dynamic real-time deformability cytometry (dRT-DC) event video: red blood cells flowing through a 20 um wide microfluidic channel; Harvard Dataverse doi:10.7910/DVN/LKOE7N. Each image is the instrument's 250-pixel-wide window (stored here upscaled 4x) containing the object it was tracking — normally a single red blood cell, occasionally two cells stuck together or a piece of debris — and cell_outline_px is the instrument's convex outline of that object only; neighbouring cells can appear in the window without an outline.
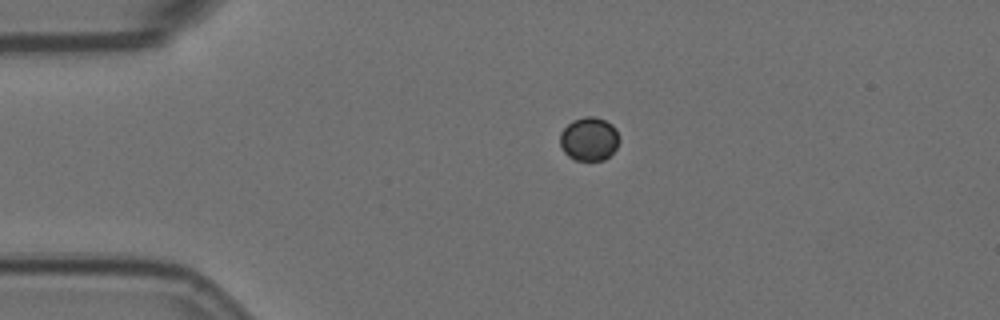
{"species": "Egyptian fruit bat (a non-hibernating species)", "species_latin": "Rousettus aegyptiacus", "temperature_condition": "room temperature", "stored_images_in_passage": 4, "camera_frame_rate_fps": 3000, "um_per_image_px": 0.085, "animal": {"sex": "female"}, "frame": {"image": 1, "passage_image": 1, "time_ms": 0.0, "image_size_px": [1000, 320], "cell_outline_px": [[620, 140], [616, 148], [604, 160], [576, 160], [568, 156], [564, 152], [560, 144], [560, 132], [572, 120], [584, 116], [596, 116], [612, 124], [616, 128]], "centroid_in_image_um": [50.08, 11.79], "position_along_channel_um": 34.9, "area_um2": 15.14}}
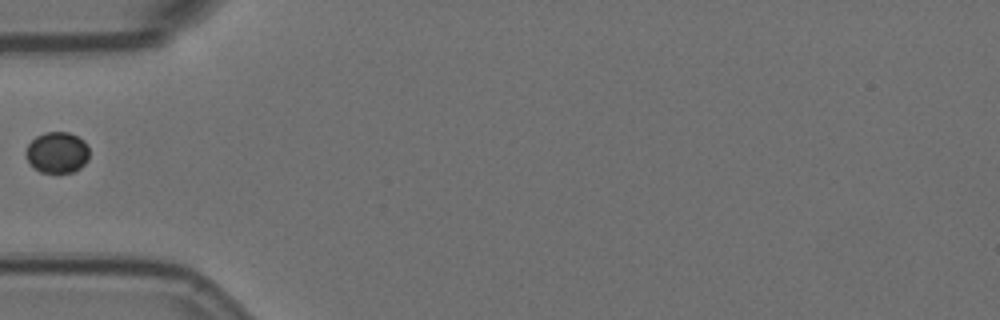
{"frame": {"image": 2, "passage_image": 3, "time_ms": 0.667, "image_size_px": [1000, 320], "cell_outline_px": [[88, 160], [80, 168], [72, 172], [56, 176], [40, 172], [28, 160], [24, 152], [28, 144], [36, 136], [44, 132], [68, 132], [84, 140], [88, 148]], "centroid_in_image_um": [4.85, 13.0], "position_along_channel_um": 80.1, "area_um2": 15.55}}
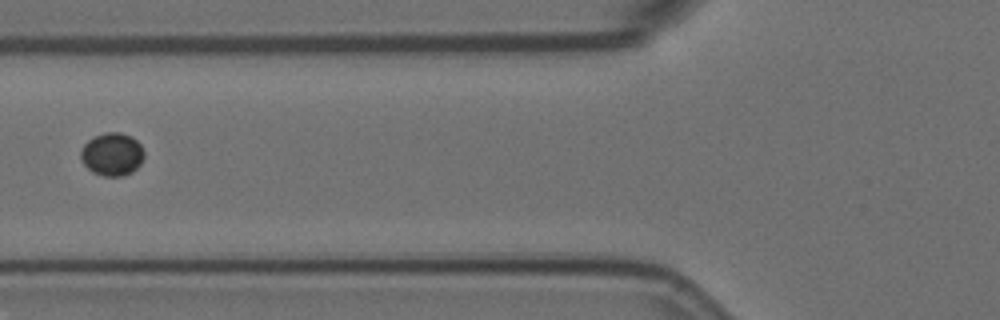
{"frame": {"image": 3, "passage_image": 4, "time_ms": 1.0, "image_size_px": [1000, 320], "cell_outline_px": [[144, 156], [140, 164], [132, 172], [124, 176], [104, 176], [92, 172], [84, 164], [80, 156], [80, 152], [84, 144], [88, 140], [96, 136], [108, 132], [120, 132], [132, 136], [140, 144], [144, 152]], "centroid_in_image_um": [9.54, 13.11], "position_along_channel_um": 116.3, "area_um2": 15.84}}